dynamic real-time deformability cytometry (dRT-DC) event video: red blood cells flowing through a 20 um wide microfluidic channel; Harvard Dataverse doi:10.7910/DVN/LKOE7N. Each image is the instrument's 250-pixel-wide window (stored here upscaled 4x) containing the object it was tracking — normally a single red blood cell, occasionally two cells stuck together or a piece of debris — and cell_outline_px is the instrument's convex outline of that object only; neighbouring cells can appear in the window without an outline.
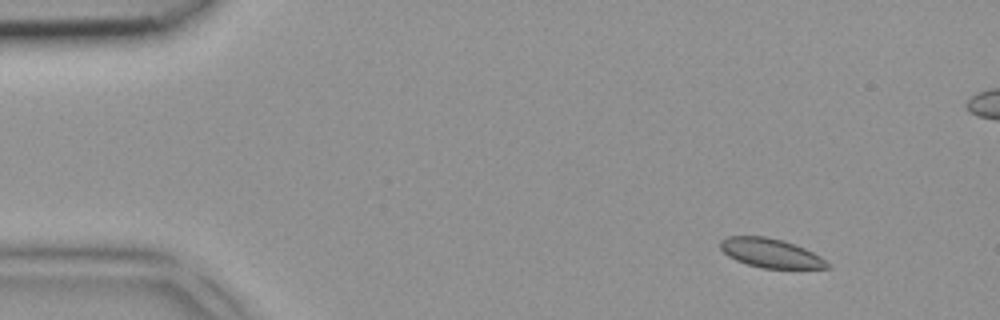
{"species": "common noctule bat (a hibernating species)", "species_latin": "Nyctalus noctula", "temperature_condition": "room temperature", "stored_images_in_passage": 4, "camera_frame_rate_fps": 3000, "um_per_image_px": 0.085, "animal": {"sex": "female", "body_mass_g": 18.4}, "frame": {"image": 1, "passage_image": 1, "time_ms": 0.0, "image_size_px": [1000, 320], "cell_outline_px": [[832, 268], [764, 268], [748, 264], [736, 260], [728, 256], [720, 248], [720, 240], [728, 236], [764, 236], [784, 240], [804, 248], [820, 256], [832, 264]], "centroid_in_image_um": [65.53, 21.51], "position_along_channel_um": 19.5, "area_um2": 18.15}}